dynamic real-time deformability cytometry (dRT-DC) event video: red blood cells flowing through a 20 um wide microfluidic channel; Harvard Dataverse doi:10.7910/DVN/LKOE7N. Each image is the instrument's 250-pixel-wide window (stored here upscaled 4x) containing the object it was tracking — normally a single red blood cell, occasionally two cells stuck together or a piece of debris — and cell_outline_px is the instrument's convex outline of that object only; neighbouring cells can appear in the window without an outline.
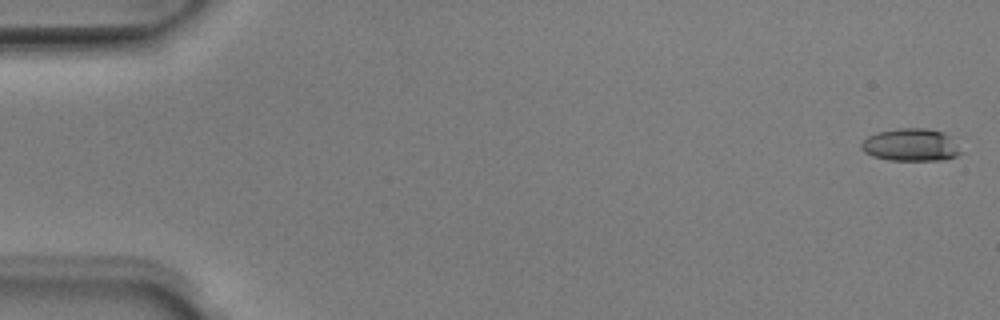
{"species": "Egyptian fruit bat (a non-hibernating species)", "species_latin": "Rousettus aegyptiacus", "temperature_condition": "room temperature", "stored_images_in_passage": 48, "camera_frame_rate_fps": 3000, "um_per_image_px": 0.085, "animal": {"sex": "male"}, "frame": {"image": 1, "passage_image": 1, "time_ms": 0.0, "image_size_px": [1000, 320], "cell_outline_px": [[960, 152], [956, 156], [944, 160], [888, 160], [872, 156], [864, 152], [860, 148], [860, 144], [868, 136], [876, 132], [896, 128], [924, 128], [944, 132], [948, 136]], "centroid_in_image_um": [77.34, 12.31], "position_along_channel_um": 7.7, "area_um2": 18.73}}
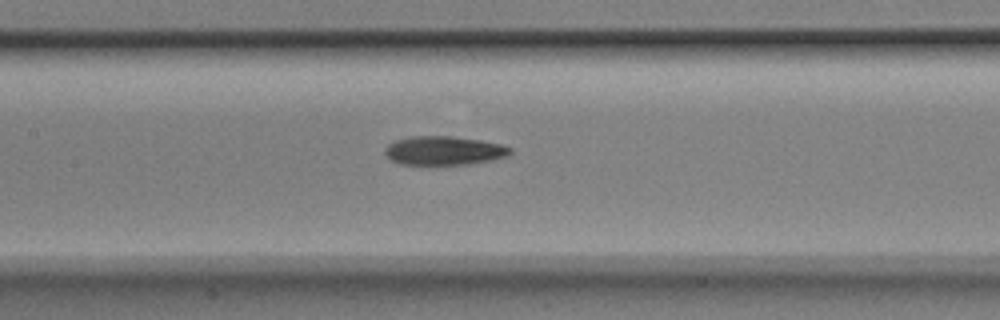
{"frame": {"image": 2, "passage_image": 24, "time_ms": 7.667, "image_size_px": [1000, 320], "cell_outline_px": [[512, 152], [508, 156], [492, 160], [468, 164], [400, 164], [388, 160], [384, 152], [384, 148], [388, 144], [396, 140], [412, 136], [448, 136], [480, 140], [504, 144], [512, 148]], "centroid_in_image_um": [37.73, 12.8], "position_along_channel_um": 169.7, "area_um2": 21.21}}
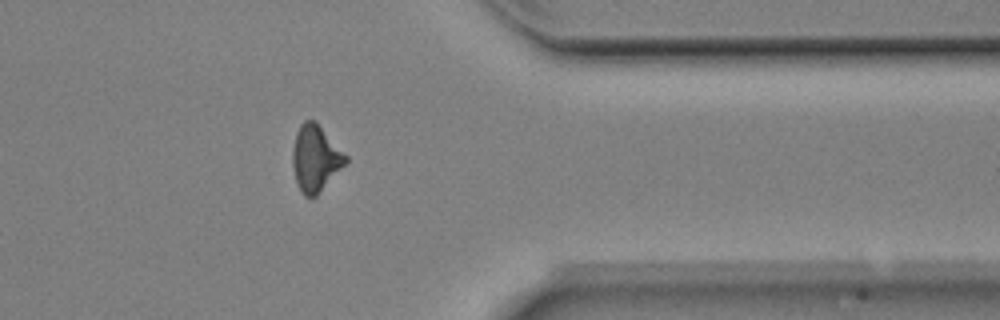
{"frame": {"image": 3, "passage_image": 41, "time_ms": 13.333, "image_size_px": [1000, 320], "cell_outline_px": [[348, 160], [316, 196], [312, 200], [304, 196], [300, 192], [296, 184], [292, 164], [292, 148], [296, 132], [300, 124], [304, 120], [316, 120], [348, 156]], "centroid_in_image_um": [26.79, 13.45], "position_along_channel_um": 384.6, "area_um2": 20.81}, "authors_computed_cell_mechanics": {"area_um2": 20.6057, "velocity_mm_per_s": 4.0104, "shape_relaxation_time_tau1_ms": 4.8962, "shape_relaxation_time_tau2_ms": 4.9222, "deformation_change_tau1": 0.1586, "deformation_change_tau2": 0.1467}}